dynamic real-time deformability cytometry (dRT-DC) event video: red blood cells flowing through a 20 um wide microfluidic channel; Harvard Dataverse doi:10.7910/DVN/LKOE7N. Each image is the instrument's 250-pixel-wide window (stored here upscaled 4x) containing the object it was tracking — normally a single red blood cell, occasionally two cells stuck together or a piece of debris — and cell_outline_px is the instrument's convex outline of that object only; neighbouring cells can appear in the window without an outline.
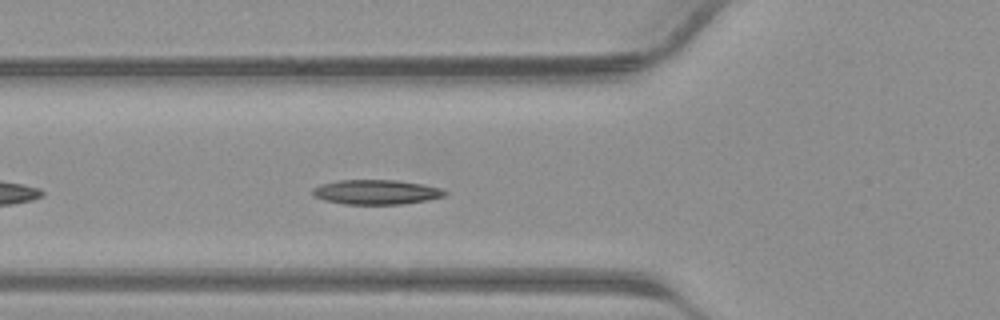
{"species": "common noctule bat (a hibernating species)", "species_latin": "Nyctalus noctula", "temperature_condition": "warm", "stored_images_in_passage": 28, "camera_frame_rate_fps": 3000, "um_per_image_px": 0.085, "animal": {"sex": "male", "body_mass_g": 23.1, "forearm_length_mm": 52.7}, "frame": {"image": 1, "passage_image": 5, "time_ms": 1.333, "image_size_px": [1000, 320], "cell_outline_px": [[448, 192], [444, 196], [428, 200], [400, 204], [344, 204], [324, 200], [312, 196], [312, 188], [320, 184], [336, 180], [396, 180], [424, 184], [440, 188]], "centroid_in_image_um": [31.94, 16.32], "position_along_channel_um": 93.9, "area_um2": 19.13}}
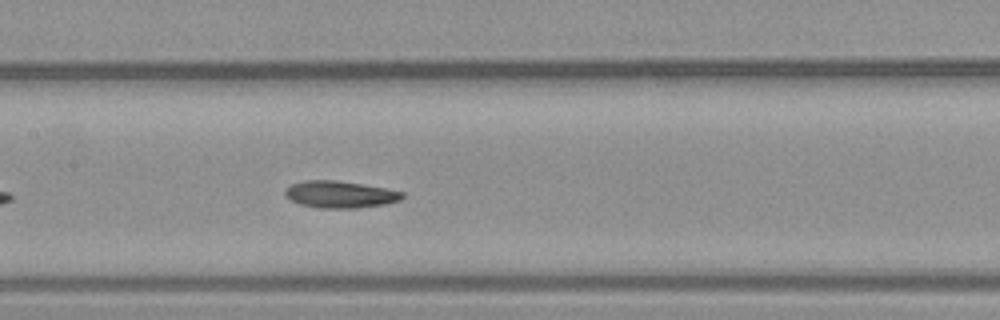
{"frame": {"image": 2, "passage_image": 10, "time_ms": 3.0, "image_size_px": [1000, 320], "cell_outline_px": [[404, 196], [400, 200], [384, 204], [356, 208], [316, 208], [300, 204], [284, 196], [284, 188], [292, 184], [304, 180], [336, 180], [364, 184], [404, 192]], "centroid_in_image_um": [28.87, 16.52], "position_along_channel_um": 178.5, "area_um2": 18.5}}
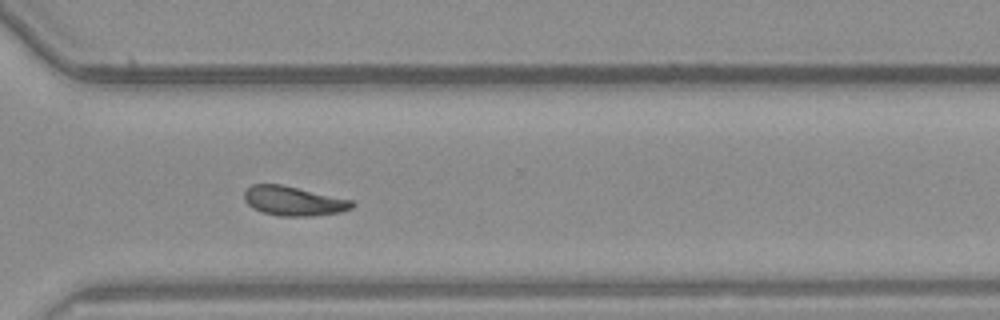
{"frame": {"image": 3, "passage_image": 20, "time_ms": 6.333, "image_size_px": [1000, 320], "cell_outline_px": [[356, 204], [352, 208], [340, 212], [312, 216], [280, 216], [264, 212], [252, 208], [244, 200], [244, 192], [252, 184], [284, 184], [352, 200]], "centroid_in_image_um": [24.96, 17.07], "position_along_channel_um": 345.6, "area_um2": 18.55}}